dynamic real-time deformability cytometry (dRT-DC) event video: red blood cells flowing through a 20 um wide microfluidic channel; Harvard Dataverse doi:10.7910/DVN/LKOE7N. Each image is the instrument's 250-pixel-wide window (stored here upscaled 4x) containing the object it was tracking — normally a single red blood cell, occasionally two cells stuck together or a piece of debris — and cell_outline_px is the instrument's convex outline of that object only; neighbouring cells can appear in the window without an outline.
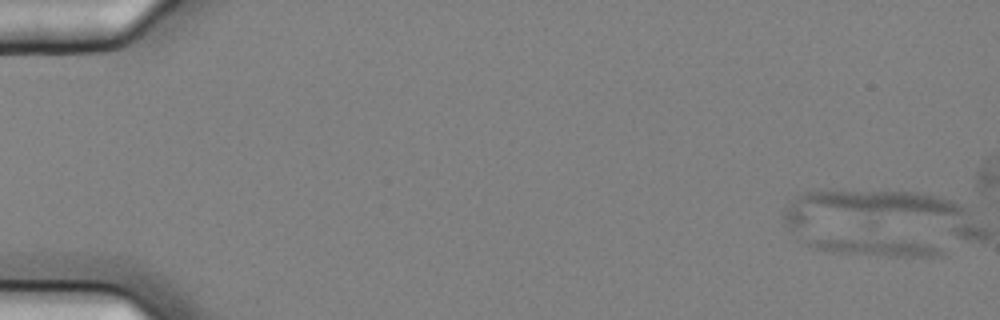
{"species": "common noctule bat (a hibernating species)", "species_latin": "Nyctalus noctula", "temperature_condition": "cold", "stored_images_in_passage": 9, "camera_frame_rate_fps": 3000, "um_per_image_px": 0.085, "animal": {"sex": "female", "body_mass_g": 25.1}, "frame": {"image": 1, "passage_image": 1, "time_ms": 0.0, "image_size_px": [1000, 320], "cell_outline_px": [[944, 256], [888, 256], [832, 252], [812, 248], [808, 244], [808, 236], [868, 228], [940, 248], [944, 252]], "centroid_in_image_um": [74.08, 20.75], "position_along_channel_um": 10.9, "area_um2": 17.98}}